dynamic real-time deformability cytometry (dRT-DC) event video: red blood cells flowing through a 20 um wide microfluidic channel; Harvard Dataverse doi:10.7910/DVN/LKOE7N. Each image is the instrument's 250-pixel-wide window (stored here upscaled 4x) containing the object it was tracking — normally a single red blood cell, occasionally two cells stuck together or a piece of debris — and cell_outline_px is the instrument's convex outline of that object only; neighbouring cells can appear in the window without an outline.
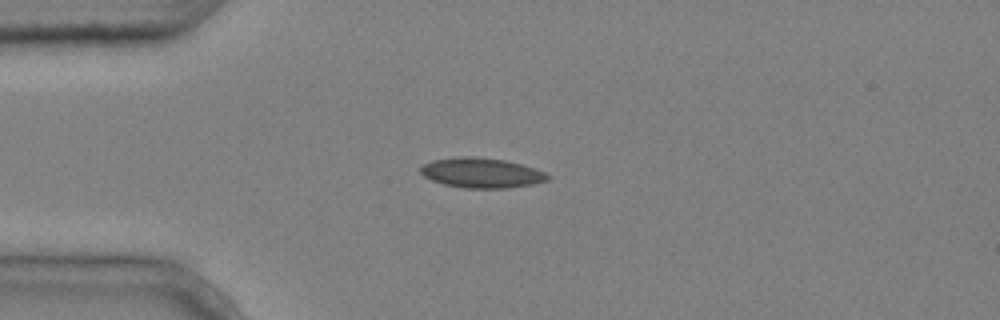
{"species": "common noctule bat (a hibernating species)", "species_latin": "Nyctalus noctula", "temperature_condition": "cold", "stored_images_in_passage": 1, "camera_frame_rate_fps": 3000, "um_per_image_px": 0.085, "animal": {"sex": "male", "body_mass_g": 20.4}, "frame": {"image": 1, "passage_image": 1, "time_ms": 0.0, "image_size_px": [1000, 320], "cell_outline_px": [[552, 176], [548, 180], [532, 184], [508, 188], [464, 188], [444, 184], [432, 180], [424, 176], [420, 172], [420, 168], [424, 164], [432, 160], [460, 156], [476, 156], [504, 160], [520, 164], [544, 172]], "centroid_in_image_um": [40.91, 14.69], "position_along_channel_um": 44.1, "area_um2": 22.14}}